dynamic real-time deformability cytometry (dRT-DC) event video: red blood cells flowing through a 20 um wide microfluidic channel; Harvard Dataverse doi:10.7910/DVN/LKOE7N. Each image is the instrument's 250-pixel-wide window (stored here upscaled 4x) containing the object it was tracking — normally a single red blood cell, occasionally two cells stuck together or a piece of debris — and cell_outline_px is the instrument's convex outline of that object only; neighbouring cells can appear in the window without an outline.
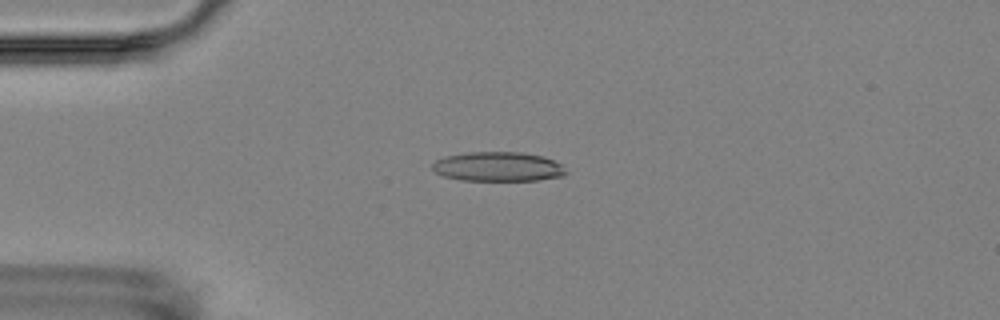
{"species": "Egyptian fruit bat (a non-hibernating species)", "species_latin": "Rousettus aegyptiacus", "temperature_condition": "room temperature", "stored_images_in_passage": 5, "camera_frame_rate_fps": 3000, "um_per_image_px": 0.085, "animal": {"sex": "female"}, "frame": {"image": 1, "passage_image": 4, "time_ms": 3.667, "image_size_px": [1000, 320], "cell_outline_px": [[568, 172], [564, 176], [536, 180], [460, 180], [444, 176], [436, 172], [432, 168], [432, 164], [436, 160], [444, 156], [468, 152], [524, 152], [540, 156], [552, 160], [560, 164]], "centroid_in_image_um": [42.32, 14.16], "position_along_channel_um": 42.7, "area_um2": 22.83}}